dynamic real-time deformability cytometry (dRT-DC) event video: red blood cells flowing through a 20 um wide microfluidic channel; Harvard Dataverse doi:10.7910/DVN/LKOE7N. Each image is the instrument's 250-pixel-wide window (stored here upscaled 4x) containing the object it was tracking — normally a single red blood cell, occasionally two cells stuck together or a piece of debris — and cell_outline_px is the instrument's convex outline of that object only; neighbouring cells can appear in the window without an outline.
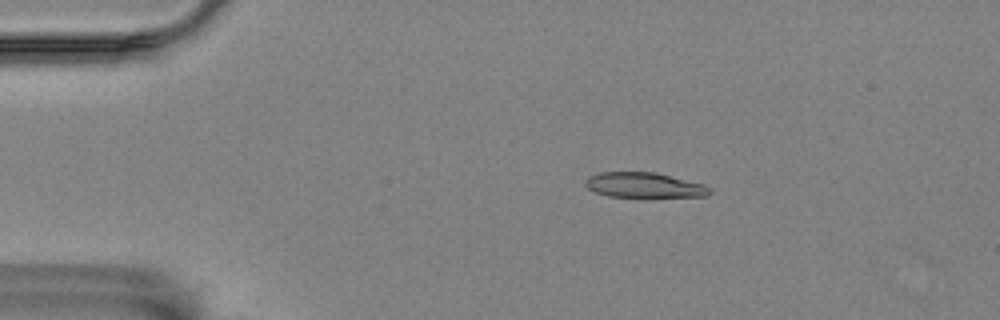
{"species": "Egyptian fruit bat (a non-hibernating species)", "species_latin": "Rousettus aegyptiacus", "temperature_condition": "room temperature", "stored_images_in_passage": 4, "camera_frame_rate_fps": 3000, "um_per_image_px": 0.085, "animal": {"sex": "female"}, "frame": {"image": 1, "passage_image": 1, "time_ms": 0.0, "image_size_px": [1000, 320], "cell_outline_px": [[712, 192], [708, 196], [644, 200], [640, 200], [608, 196], [596, 192], [588, 188], [584, 184], [584, 180], [588, 176], [600, 172], [656, 172], [704, 184]], "centroid_in_image_um": [54.78, 15.8], "position_along_channel_um": 30.2, "area_um2": 19.48}}
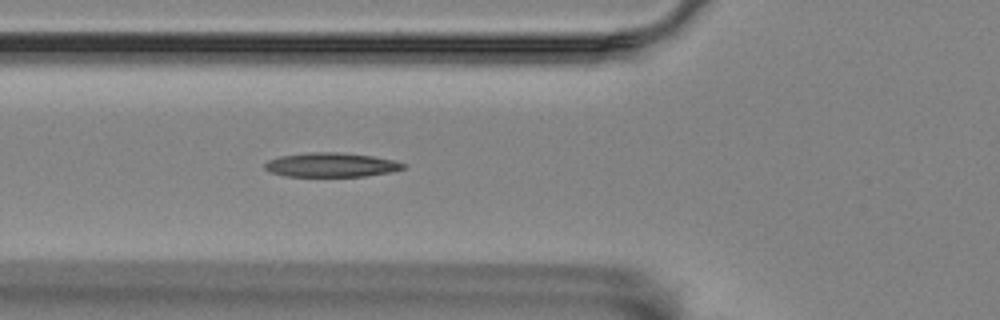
{"frame": {"image": 2, "passage_image": 4, "time_ms": 1.0, "image_size_px": [1000, 320], "cell_outline_px": [[404, 168], [392, 172], [364, 176], [284, 176], [272, 172], [264, 168], [264, 164], [268, 160], [280, 156], [312, 152], [336, 152], [372, 156], [392, 160], [404, 164]], "centroid_in_image_um": [28.12, 14.01], "position_along_channel_um": 97.7, "area_um2": 19.31}}